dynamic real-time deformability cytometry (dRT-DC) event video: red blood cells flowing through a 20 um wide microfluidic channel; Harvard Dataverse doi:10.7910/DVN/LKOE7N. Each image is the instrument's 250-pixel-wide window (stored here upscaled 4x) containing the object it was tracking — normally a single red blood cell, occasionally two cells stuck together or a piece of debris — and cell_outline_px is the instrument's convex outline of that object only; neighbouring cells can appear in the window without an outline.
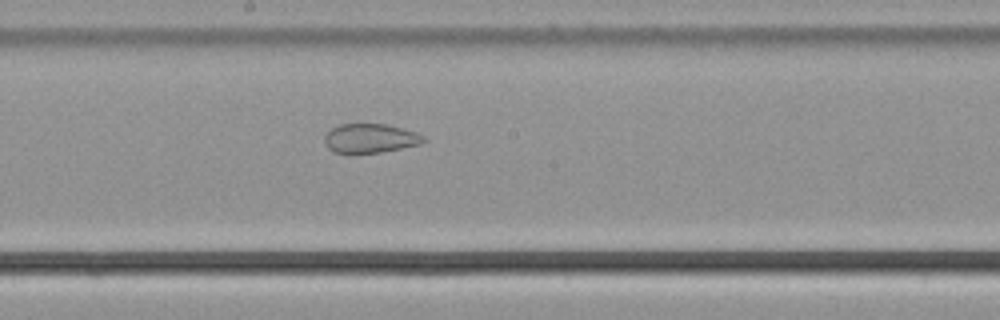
{"species": "common noctule bat (a hibernating species)", "species_latin": "Nyctalus noctula", "temperature_condition": "cold", "stored_images_in_passage": 54, "camera_frame_rate_fps": 3000, "um_per_image_px": 0.085, "animal": {"sex": "male", "body_mass_g": 21.5, "forearm_length_mm": 52.0}, "frame": {"image": 1, "passage_image": 29, "time_ms": 9.333, "image_size_px": [1000, 320], "cell_outline_px": [[428, 140], [420, 144], [380, 152], [332, 152], [328, 148], [324, 140], [324, 136], [332, 128], [340, 124], [388, 124], [416, 132], [424, 136]], "centroid_in_image_um": [31.49, 11.74], "position_along_channel_um": 216.7, "area_um2": 16.65}}
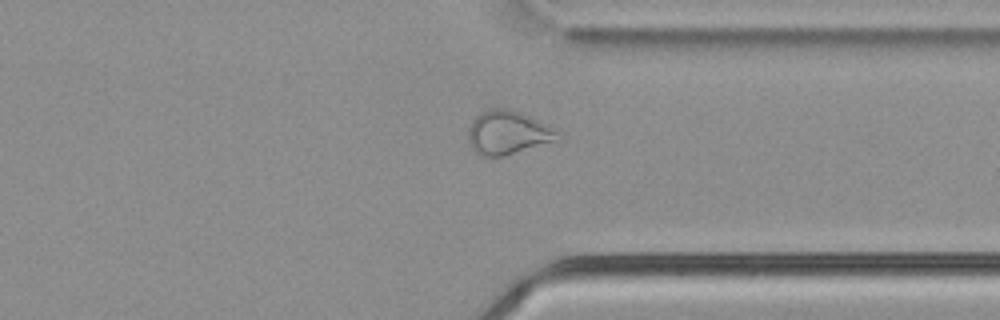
{"frame": {"image": 2, "passage_image": 41, "time_ms": 13.333, "image_size_px": [1000, 320], "cell_outline_px": [[560, 132], [556, 140], [504, 156], [480, 156], [472, 148], [468, 140], [468, 128], [472, 120], [480, 112], [492, 108], [508, 108], [528, 116]], "centroid_in_image_um": [43.09, 11.27], "position_along_channel_um": 368.3, "area_um2": 22.37}}
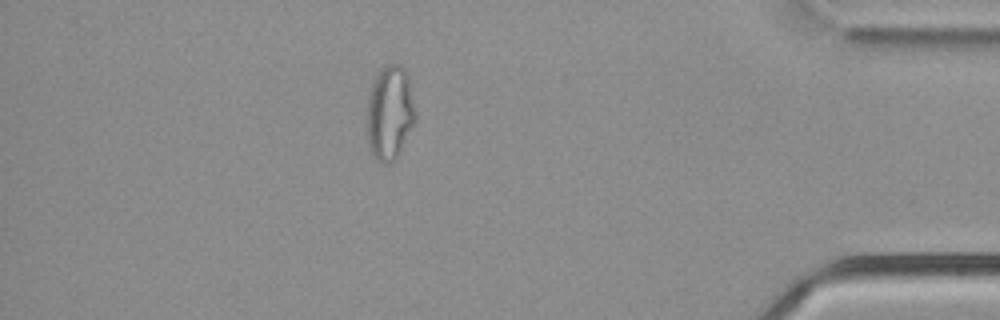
{"frame": {"image": 3, "passage_image": 47, "time_ms": 15.333, "image_size_px": [1000, 320], "cell_outline_px": [[416, 120], [396, 160], [392, 164], [384, 164], [376, 160], [372, 152], [368, 140], [368, 96], [372, 80], [384, 64], [400, 64], [404, 68], [408, 76], [416, 112]], "centroid_in_image_um": [33.15, 9.58], "position_along_channel_um": 402.1, "area_um2": 26.88}, "authors_computed_cell_mechanics": {"area_um2": 26.1834, "velocity_mm_per_s": 3.7925, "shape_relaxation_time_tau1_ms": null, "shape_relaxation_time_tau2_ms": 1.5254, "deformation_change_tau1": null, "deformation_change_tau2": 0.0816}}